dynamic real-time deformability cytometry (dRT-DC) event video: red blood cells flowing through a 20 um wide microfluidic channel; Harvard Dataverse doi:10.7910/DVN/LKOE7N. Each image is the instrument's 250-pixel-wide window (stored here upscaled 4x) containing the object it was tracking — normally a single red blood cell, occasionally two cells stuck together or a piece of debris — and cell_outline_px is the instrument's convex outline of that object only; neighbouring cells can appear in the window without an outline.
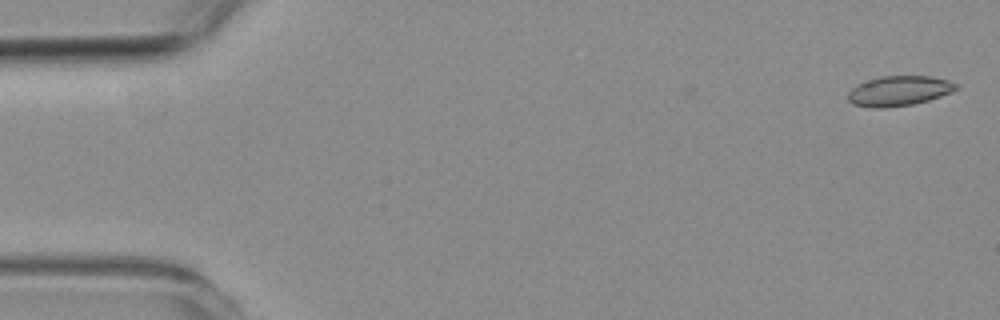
{"species": "common noctule bat (a hibernating species)", "species_latin": "Nyctalus noctula", "temperature_condition": "room temperature", "stored_images_in_passage": 3, "camera_frame_rate_fps": 3000, "um_per_image_px": 0.085, "animal": {"sex": "female", "body_mass_g": 19.3, "forearm_length_mm": 54.1}, "frame": {"image": 1, "passage_image": 1, "time_ms": 0.0, "image_size_px": [1000, 320], "cell_outline_px": [[960, 88], [952, 92], [928, 100], [912, 104], [880, 108], [872, 108], [852, 104], [848, 100], [848, 92], [856, 84], [880, 76], [932, 76], [948, 80], [956, 84]], "centroid_in_image_um": [76.4, 7.72], "position_along_channel_um": 8.6, "area_um2": 18.9}}